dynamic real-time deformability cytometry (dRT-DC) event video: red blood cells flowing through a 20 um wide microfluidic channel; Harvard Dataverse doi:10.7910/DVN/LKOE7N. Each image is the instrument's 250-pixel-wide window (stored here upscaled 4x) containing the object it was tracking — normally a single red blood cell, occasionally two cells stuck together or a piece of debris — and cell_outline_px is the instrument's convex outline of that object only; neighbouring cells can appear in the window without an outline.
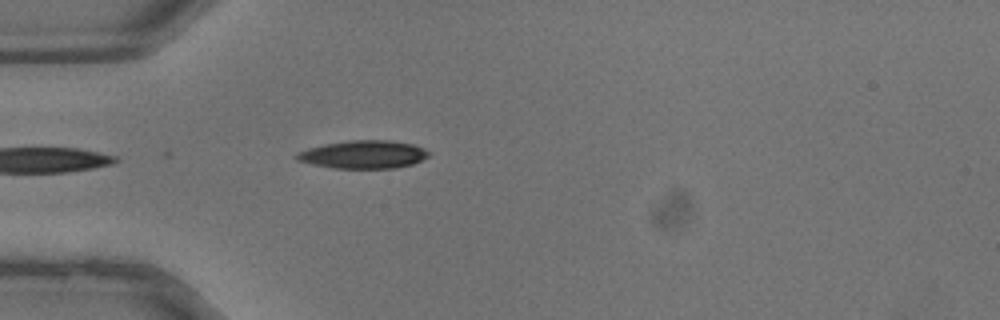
{"species": "common noctule bat (a hibernating species)", "species_latin": "Nyctalus noctula", "temperature_condition": "warm", "stored_images_in_passage": 6, "camera_frame_rate_fps": 3000, "um_per_image_px": 0.085, "animal": {"sex": "male", "body_mass_g": 13.3}, "frame": {"image": 1, "passage_image": 1, "time_ms": 0.0, "image_size_px": [1000, 320], "cell_outline_px": [[432, 152], [428, 156], [412, 164], [396, 168], [332, 168], [312, 164], [296, 160], [292, 156], [296, 152], [308, 148], [324, 144], [348, 140], [388, 140], [412, 144], [424, 148]], "centroid_in_image_um": [30.85, 13.13], "position_along_channel_um": 54.1, "area_um2": 21.73}}
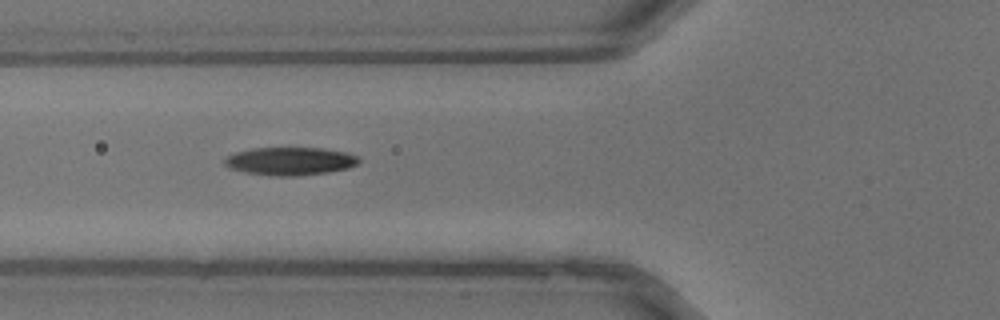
{"frame": {"image": 2, "passage_image": 4, "time_ms": 1.0, "image_size_px": [1000, 320], "cell_outline_px": [[360, 160], [356, 164], [348, 168], [328, 172], [296, 176], [272, 176], [244, 172], [228, 168], [224, 164], [224, 160], [228, 156], [236, 152], [252, 148], [324, 148], [348, 152], [360, 156]], "centroid_in_image_um": [24.68, 13.7], "position_along_channel_um": 101.1, "area_um2": 22.08}}